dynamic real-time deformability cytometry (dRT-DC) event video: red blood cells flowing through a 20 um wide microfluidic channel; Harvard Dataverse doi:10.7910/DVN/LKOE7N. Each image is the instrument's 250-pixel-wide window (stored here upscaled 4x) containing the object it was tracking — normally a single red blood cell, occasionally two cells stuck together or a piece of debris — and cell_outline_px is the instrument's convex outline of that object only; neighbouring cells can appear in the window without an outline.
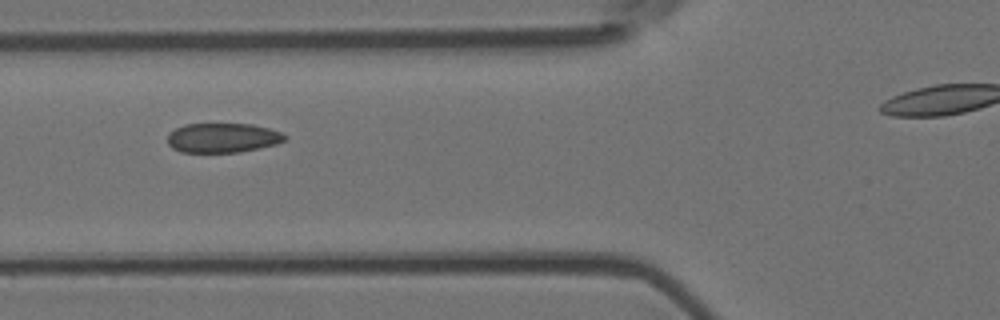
{"species": "Egyptian fruit bat (a non-hibernating species)", "species_latin": "Rousettus aegyptiacus", "temperature_condition": "room temperature", "stored_images_in_passage": 6, "camera_frame_rate_fps": 3000, "um_per_image_px": 0.085, "animal": {"sex": "female"}, "frame": {"image": 1, "passage_image": 5, "time_ms": 1.333, "image_size_px": [1000, 320], "cell_outline_px": [[288, 136], [284, 140], [276, 144], [240, 152], [180, 152], [172, 148], [168, 144], [168, 132], [184, 124], [252, 124], [268, 128], [280, 132]], "centroid_in_image_um": [18.9, 11.71], "position_along_channel_um": 106.9, "area_um2": 20.17}}
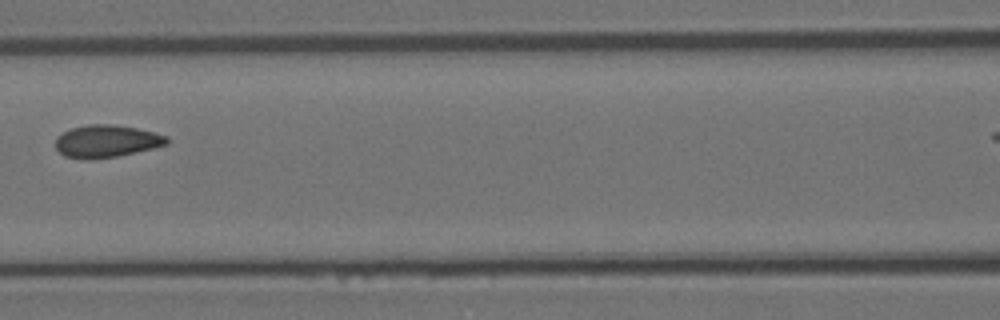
{"frame": {"image": 2, "passage_image": 6, "time_ms": 1.667, "image_size_px": [1000, 320], "cell_outline_px": [[168, 144], [152, 148], [116, 156], [88, 160], [64, 156], [56, 148], [56, 136], [72, 128], [88, 124], [112, 124], [136, 128], [156, 132], [168, 136]], "centroid_in_image_um": [9.05, 11.99], "position_along_channel_um": 157.5, "area_um2": 20.98}}